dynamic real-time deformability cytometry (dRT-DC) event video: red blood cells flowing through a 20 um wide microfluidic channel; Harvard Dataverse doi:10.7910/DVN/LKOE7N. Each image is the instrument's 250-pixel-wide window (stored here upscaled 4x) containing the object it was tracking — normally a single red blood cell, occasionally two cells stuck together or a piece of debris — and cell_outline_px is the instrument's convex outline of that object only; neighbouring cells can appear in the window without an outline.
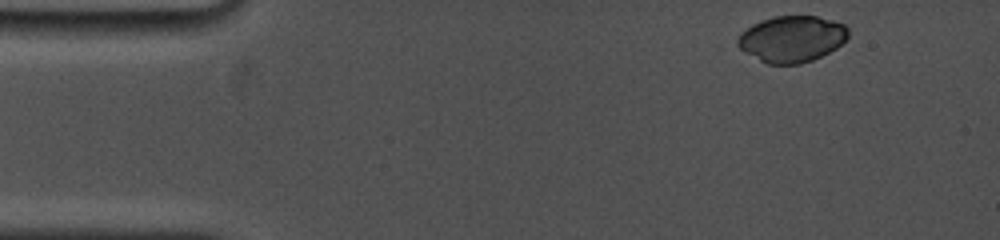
{"species": "common noctule bat (a hibernating species)", "species_latin": "Nyctalus noctula", "temperature_condition": "cold", "stored_images_in_passage": 5, "camera_frame_rate_fps": 5000, "um_per_image_px": 0.085, "animal": {"sex": "female", "body_mass_g": 19.0, "forearm_length_mm": 53.3}, "frame": {"image": 1, "passage_image": 1, "time_ms": 0.0, "image_size_px": [1000, 240], "cell_outline_px": [[848, 36], [836, 48], [812, 60], [800, 64], [768, 64], [744, 52], [736, 44], [736, 40], [740, 32], [752, 24], [772, 16], [816, 16], [832, 20], [844, 24], [848, 28]], "centroid_in_image_um": [67.27, 3.3], "position_along_channel_um": 17.7, "area_um2": 29.82}}